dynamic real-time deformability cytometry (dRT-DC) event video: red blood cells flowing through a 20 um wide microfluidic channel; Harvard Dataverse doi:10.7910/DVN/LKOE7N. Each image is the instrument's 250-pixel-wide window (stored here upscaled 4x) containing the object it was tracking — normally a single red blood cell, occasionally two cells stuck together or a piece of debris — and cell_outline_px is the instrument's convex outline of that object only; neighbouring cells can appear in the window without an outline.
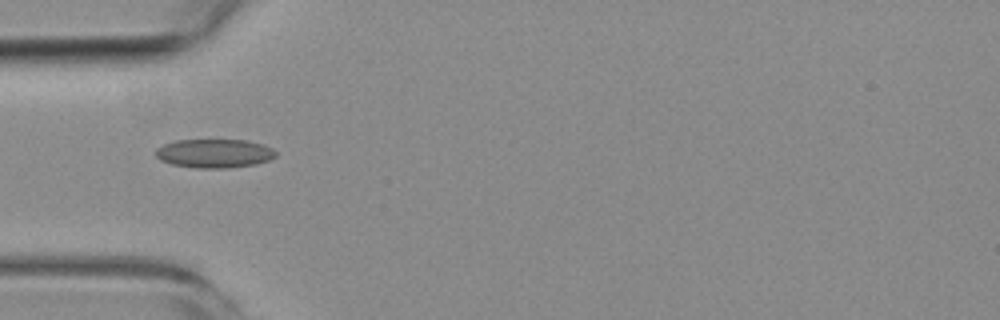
{"species": "common noctule bat (a hibernating species)", "species_latin": "Nyctalus noctula", "temperature_condition": "room temperature", "stored_images_in_passage": 7, "camera_frame_rate_fps": 3000, "um_per_image_px": 0.085, "animal": {"sex": "female", "body_mass_g": 19.3, "forearm_length_mm": 54.1}, "frame": {"image": 1, "passage_image": 5, "time_ms": 4.667, "image_size_px": [1000, 320], "cell_outline_px": [[276, 156], [268, 160], [256, 164], [228, 168], [192, 168], [172, 164], [160, 160], [156, 156], [156, 148], [164, 144], [176, 140], [248, 140], [264, 144], [272, 148], [276, 152]], "centroid_in_image_um": [18.23, 13.04], "position_along_channel_um": 66.8, "area_um2": 20.29}}
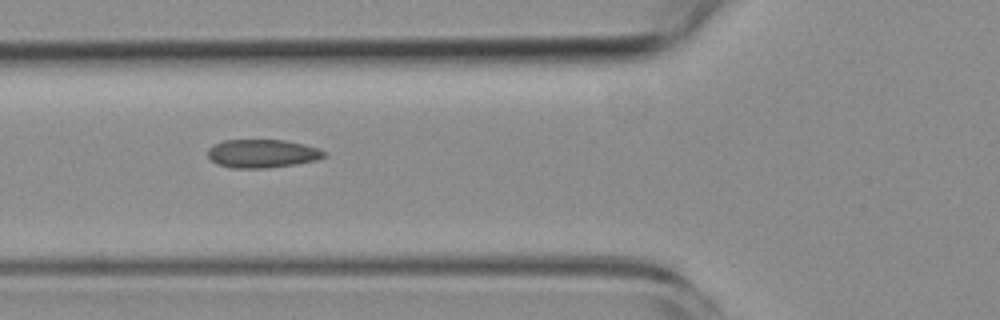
{"frame": {"image": 2, "passage_image": 6, "time_ms": 5.667, "image_size_px": [1000, 320], "cell_outline_px": [[324, 156], [316, 160], [296, 164], [264, 168], [232, 168], [216, 164], [208, 156], [208, 148], [212, 144], [224, 140], [284, 140], [304, 144], [316, 148], [324, 152]], "centroid_in_image_um": [22.23, 13.05], "position_along_channel_um": 103.6, "area_um2": 19.13}}
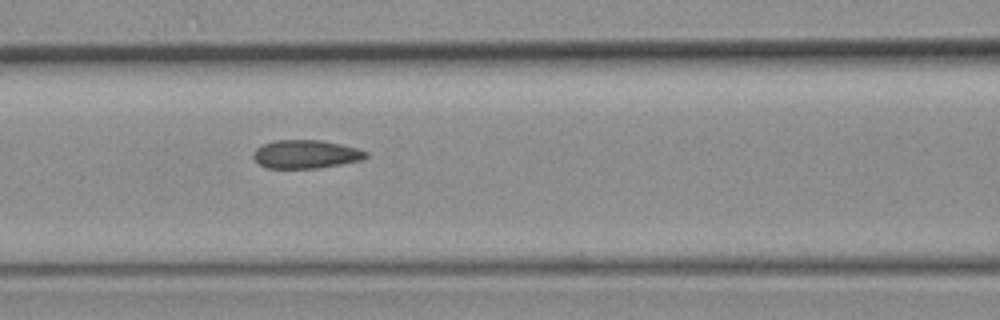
{"frame": {"image": 3, "passage_image": 7, "time_ms": 6.667, "image_size_px": [1000, 320], "cell_outline_px": [[368, 156], [360, 160], [340, 164], [316, 168], [268, 168], [260, 164], [252, 156], [252, 152], [256, 148], [272, 140], [320, 140], [340, 144], [356, 148], [368, 152]], "centroid_in_image_um": [25.96, 13.1], "position_along_channel_um": 140.6, "area_um2": 18.5}}